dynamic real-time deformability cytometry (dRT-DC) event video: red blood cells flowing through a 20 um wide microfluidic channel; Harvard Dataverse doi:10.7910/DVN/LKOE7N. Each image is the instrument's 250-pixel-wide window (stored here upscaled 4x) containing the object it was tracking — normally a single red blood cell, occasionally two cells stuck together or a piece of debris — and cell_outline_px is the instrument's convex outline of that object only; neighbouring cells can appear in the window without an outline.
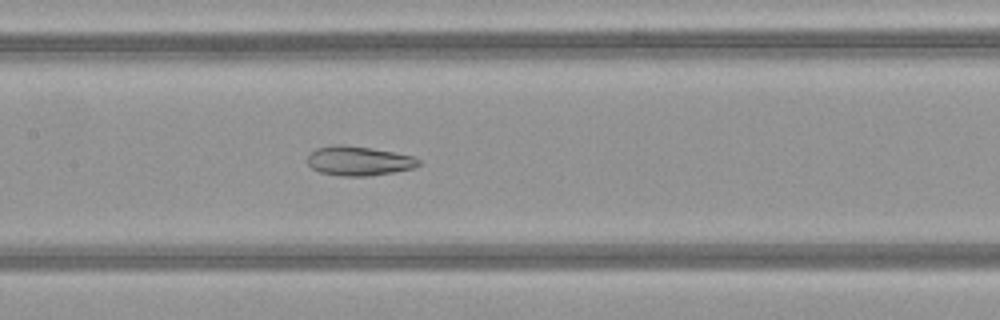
{"species": "common noctule bat (a hibernating species)", "species_latin": "Nyctalus noctula", "temperature_condition": "warm", "stored_images_in_passage": 38, "camera_frame_rate_fps": 3000, "um_per_image_px": 0.085, "animal": {"sex": "female", "body_mass_g": 21.9}, "frame": {"image": 1, "passage_image": 18, "time_ms": 5.667, "image_size_px": [1000, 320], "cell_outline_px": [[420, 164], [412, 168], [392, 172], [368, 176], [340, 176], [320, 172], [312, 168], [308, 164], [308, 152], [316, 148], [332, 144], [344, 144], [372, 148], [416, 156], [420, 160]], "centroid_in_image_um": [30.47, 13.66], "position_along_channel_um": 176.9, "area_um2": 19.25}}
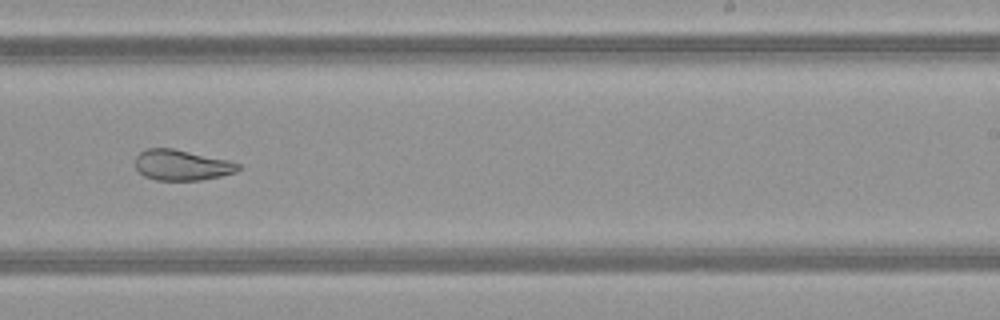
{"frame": {"image": 2, "passage_image": 25, "time_ms": 8.0, "image_size_px": [1000, 320], "cell_outline_px": [[240, 168], [236, 172], [220, 176], [200, 180], [156, 180], [144, 176], [136, 168], [136, 156], [140, 152], [148, 148], [172, 148], [228, 160], [240, 164]], "centroid_in_image_um": [15.44, 14.03], "position_along_channel_um": 273.6, "area_um2": 18.21}}
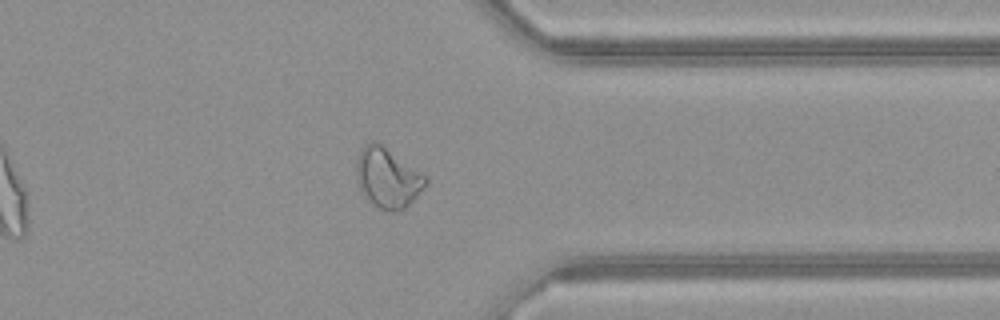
{"frame": {"image": 3, "passage_image": 33, "time_ms": 10.667, "image_size_px": [1000, 320], "cell_outline_px": [[428, 180], [416, 196], [404, 208], [396, 212], [392, 212], [380, 208], [360, 188], [356, 176], [356, 160], [364, 144], [372, 140], [380, 144], [428, 176]], "centroid_in_image_um": [32.95, 15.08], "position_along_channel_um": 378.4, "area_um2": 23.47}, "authors_computed_cell_mechanics": {"area_um2": 21.5594, "velocity_mm_per_s": 4.1565, "shape_relaxation_time_tau1_ms": null, "shape_relaxation_time_tau2_ms": 2.1534, "deformation_change_tau1": null, "deformation_change_tau2": 0.0862}}